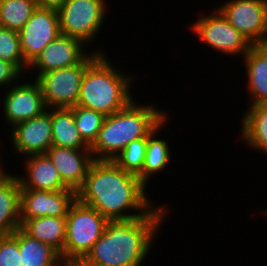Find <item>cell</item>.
Returning a JSON list of instances; mask_svg holds the SVG:
<instances>
[{
	"label": "cell",
	"instance_id": "1",
	"mask_svg": "<svg viewBox=\"0 0 267 266\" xmlns=\"http://www.w3.org/2000/svg\"><path fill=\"white\" fill-rule=\"evenodd\" d=\"M145 190L138 176L124 171L114 161L94 160L76 196L108 220H129L143 217L153 209ZM129 209L140 212L127 214Z\"/></svg>",
	"mask_w": 267,
	"mask_h": 266
},
{
	"label": "cell",
	"instance_id": "2",
	"mask_svg": "<svg viewBox=\"0 0 267 266\" xmlns=\"http://www.w3.org/2000/svg\"><path fill=\"white\" fill-rule=\"evenodd\" d=\"M155 208L138 219L109 220L84 259L92 266H141L168 212Z\"/></svg>",
	"mask_w": 267,
	"mask_h": 266
},
{
	"label": "cell",
	"instance_id": "3",
	"mask_svg": "<svg viewBox=\"0 0 267 266\" xmlns=\"http://www.w3.org/2000/svg\"><path fill=\"white\" fill-rule=\"evenodd\" d=\"M133 99L126 107L106 116L90 150L94 160H112L131 141L147 137L168 117L153 105H137Z\"/></svg>",
	"mask_w": 267,
	"mask_h": 266
},
{
	"label": "cell",
	"instance_id": "4",
	"mask_svg": "<svg viewBox=\"0 0 267 266\" xmlns=\"http://www.w3.org/2000/svg\"><path fill=\"white\" fill-rule=\"evenodd\" d=\"M132 78L119 73L102 53L85 70L76 106L110 116L133 100Z\"/></svg>",
	"mask_w": 267,
	"mask_h": 266
},
{
	"label": "cell",
	"instance_id": "5",
	"mask_svg": "<svg viewBox=\"0 0 267 266\" xmlns=\"http://www.w3.org/2000/svg\"><path fill=\"white\" fill-rule=\"evenodd\" d=\"M109 220L78 199L66 215V237L62 251L65 258H84L103 234Z\"/></svg>",
	"mask_w": 267,
	"mask_h": 266
},
{
	"label": "cell",
	"instance_id": "6",
	"mask_svg": "<svg viewBox=\"0 0 267 266\" xmlns=\"http://www.w3.org/2000/svg\"><path fill=\"white\" fill-rule=\"evenodd\" d=\"M103 52L90 53L80 64L51 70L36 77L47 109L71 108L78 102L86 68Z\"/></svg>",
	"mask_w": 267,
	"mask_h": 266
},
{
	"label": "cell",
	"instance_id": "7",
	"mask_svg": "<svg viewBox=\"0 0 267 266\" xmlns=\"http://www.w3.org/2000/svg\"><path fill=\"white\" fill-rule=\"evenodd\" d=\"M106 0H66L57 10L60 33L81 40L95 39L106 15Z\"/></svg>",
	"mask_w": 267,
	"mask_h": 266
},
{
	"label": "cell",
	"instance_id": "8",
	"mask_svg": "<svg viewBox=\"0 0 267 266\" xmlns=\"http://www.w3.org/2000/svg\"><path fill=\"white\" fill-rule=\"evenodd\" d=\"M217 9L252 45L267 44V0H228Z\"/></svg>",
	"mask_w": 267,
	"mask_h": 266
},
{
	"label": "cell",
	"instance_id": "9",
	"mask_svg": "<svg viewBox=\"0 0 267 266\" xmlns=\"http://www.w3.org/2000/svg\"><path fill=\"white\" fill-rule=\"evenodd\" d=\"M213 14L199 17L198 21L192 24L193 32L199 37L198 39L201 38L211 48L227 55L242 53L244 56L253 45L218 9Z\"/></svg>",
	"mask_w": 267,
	"mask_h": 266
},
{
	"label": "cell",
	"instance_id": "10",
	"mask_svg": "<svg viewBox=\"0 0 267 266\" xmlns=\"http://www.w3.org/2000/svg\"><path fill=\"white\" fill-rule=\"evenodd\" d=\"M60 34L58 11L52 8L37 7L19 31L20 45L25 61L30 64Z\"/></svg>",
	"mask_w": 267,
	"mask_h": 266
},
{
	"label": "cell",
	"instance_id": "11",
	"mask_svg": "<svg viewBox=\"0 0 267 266\" xmlns=\"http://www.w3.org/2000/svg\"><path fill=\"white\" fill-rule=\"evenodd\" d=\"M76 199V192L70 188L60 191L21 189L20 220L66 216Z\"/></svg>",
	"mask_w": 267,
	"mask_h": 266
},
{
	"label": "cell",
	"instance_id": "12",
	"mask_svg": "<svg viewBox=\"0 0 267 266\" xmlns=\"http://www.w3.org/2000/svg\"><path fill=\"white\" fill-rule=\"evenodd\" d=\"M11 133L13 147L19 154H45L52 146L51 109L40 116L15 124Z\"/></svg>",
	"mask_w": 267,
	"mask_h": 266
},
{
	"label": "cell",
	"instance_id": "13",
	"mask_svg": "<svg viewBox=\"0 0 267 266\" xmlns=\"http://www.w3.org/2000/svg\"><path fill=\"white\" fill-rule=\"evenodd\" d=\"M4 98V115L6 121L14 126L15 124L40 116L47 110L40 84L35 82L17 85L13 83Z\"/></svg>",
	"mask_w": 267,
	"mask_h": 266
},
{
	"label": "cell",
	"instance_id": "14",
	"mask_svg": "<svg viewBox=\"0 0 267 266\" xmlns=\"http://www.w3.org/2000/svg\"><path fill=\"white\" fill-rule=\"evenodd\" d=\"M84 43L76 38L60 34L51 41L29 64L38 70V76L51 70L80 64L88 55L82 49Z\"/></svg>",
	"mask_w": 267,
	"mask_h": 266
},
{
	"label": "cell",
	"instance_id": "15",
	"mask_svg": "<svg viewBox=\"0 0 267 266\" xmlns=\"http://www.w3.org/2000/svg\"><path fill=\"white\" fill-rule=\"evenodd\" d=\"M45 154L57 168L63 183L77 192L83 186L87 171L94 161L91 150L52 145Z\"/></svg>",
	"mask_w": 267,
	"mask_h": 266
},
{
	"label": "cell",
	"instance_id": "16",
	"mask_svg": "<svg viewBox=\"0 0 267 266\" xmlns=\"http://www.w3.org/2000/svg\"><path fill=\"white\" fill-rule=\"evenodd\" d=\"M27 179L16 176L21 189L60 191L69 189L62 181L57 168L46 154L28 155L25 159Z\"/></svg>",
	"mask_w": 267,
	"mask_h": 266
},
{
	"label": "cell",
	"instance_id": "17",
	"mask_svg": "<svg viewBox=\"0 0 267 266\" xmlns=\"http://www.w3.org/2000/svg\"><path fill=\"white\" fill-rule=\"evenodd\" d=\"M20 183L15 175L0 176V237L20 228Z\"/></svg>",
	"mask_w": 267,
	"mask_h": 266
},
{
	"label": "cell",
	"instance_id": "18",
	"mask_svg": "<svg viewBox=\"0 0 267 266\" xmlns=\"http://www.w3.org/2000/svg\"><path fill=\"white\" fill-rule=\"evenodd\" d=\"M243 57L252 96L251 106L267 104V44L253 45Z\"/></svg>",
	"mask_w": 267,
	"mask_h": 266
},
{
	"label": "cell",
	"instance_id": "19",
	"mask_svg": "<svg viewBox=\"0 0 267 266\" xmlns=\"http://www.w3.org/2000/svg\"><path fill=\"white\" fill-rule=\"evenodd\" d=\"M20 228L29 236L54 248L62 257L66 237V216H44L20 220Z\"/></svg>",
	"mask_w": 267,
	"mask_h": 266
},
{
	"label": "cell",
	"instance_id": "20",
	"mask_svg": "<svg viewBox=\"0 0 267 266\" xmlns=\"http://www.w3.org/2000/svg\"><path fill=\"white\" fill-rule=\"evenodd\" d=\"M10 235L18 242L22 266H58L61 256L51 246L29 236L21 228Z\"/></svg>",
	"mask_w": 267,
	"mask_h": 266
},
{
	"label": "cell",
	"instance_id": "21",
	"mask_svg": "<svg viewBox=\"0 0 267 266\" xmlns=\"http://www.w3.org/2000/svg\"><path fill=\"white\" fill-rule=\"evenodd\" d=\"M52 145L74 149H90L75 125L71 108H52Z\"/></svg>",
	"mask_w": 267,
	"mask_h": 266
},
{
	"label": "cell",
	"instance_id": "22",
	"mask_svg": "<svg viewBox=\"0 0 267 266\" xmlns=\"http://www.w3.org/2000/svg\"><path fill=\"white\" fill-rule=\"evenodd\" d=\"M243 115L241 137L249 147L267 153V104L250 106Z\"/></svg>",
	"mask_w": 267,
	"mask_h": 266
},
{
	"label": "cell",
	"instance_id": "23",
	"mask_svg": "<svg viewBox=\"0 0 267 266\" xmlns=\"http://www.w3.org/2000/svg\"><path fill=\"white\" fill-rule=\"evenodd\" d=\"M166 119L147 136V148L142 171L137 175L140 181L147 185L150 176L163 171L170 161V150L167 141L156 139V132L162 128Z\"/></svg>",
	"mask_w": 267,
	"mask_h": 266
},
{
	"label": "cell",
	"instance_id": "24",
	"mask_svg": "<svg viewBox=\"0 0 267 266\" xmlns=\"http://www.w3.org/2000/svg\"><path fill=\"white\" fill-rule=\"evenodd\" d=\"M37 7L36 0H0V27L19 32Z\"/></svg>",
	"mask_w": 267,
	"mask_h": 266
},
{
	"label": "cell",
	"instance_id": "25",
	"mask_svg": "<svg viewBox=\"0 0 267 266\" xmlns=\"http://www.w3.org/2000/svg\"><path fill=\"white\" fill-rule=\"evenodd\" d=\"M71 109L82 139L91 146L96 140L106 116L82 106L71 107Z\"/></svg>",
	"mask_w": 267,
	"mask_h": 266
},
{
	"label": "cell",
	"instance_id": "26",
	"mask_svg": "<svg viewBox=\"0 0 267 266\" xmlns=\"http://www.w3.org/2000/svg\"><path fill=\"white\" fill-rule=\"evenodd\" d=\"M147 148V137L131 141L113 159L124 171L138 175L143 168Z\"/></svg>",
	"mask_w": 267,
	"mask_h": 266
},
{
	"label": "cell",
	"instance_id": "27",
	"mask_svg": "<svg viewBox=\"0 0 267 266\" xmlns=\"http://www.w3.org/2000/svg\"><path fill=\"white\" fill-rule=\"evenodd\" d=\"M0 59L14 64L21 72L29 66L24 59L18 31L0 27Z\"/></svg>",
	"mask_w": 267,
	"mask_h": 266
},
{
	"label": "cell",
	"instance_id": "28",
	"mask_svg": "<svg viewBox=\"0 0 267 266\" xmlns=\"http://www.w3.org/2000/svg\"><path fill=\"white\" fill-rule=\"evenodd\" d=\"M18 242L11 236L0 237V266H22Z\"/></svg>",
	"mask_w": 267,
	"mask_h": 266
},
{
	"label": "cell",
	"instance_id": "29",
	"mask_svg": "<svg viewBox=\"0 0 267 266\" xmlns=\"http://www.w3.org/2000/svg\"><path fill=\"white\" fill-rule=\"evenodd\" d=\"M22 72L12 63L0 59V86H10ZM11 83V84H10ZM9 84V85H8Z\"/></svg>",
	"mask_w": 267,
	"mask_h": 266
},
{
	"label": "cell",
	"instance_id": "30",
	"mask_svg": "<svg viewBox=\"0 0 267 266\" xmlns=\"http://www.w3.org/2000/svg\"><path fill=\"white\" fill-rule=\"evenodd\" d=\"M58 266H92L84 258H65L60 257Z\"/></svg>",
	"mask_w": 267,
	"mask_h": 266
},
{
	"label": "cell",
	"instance_id": "31",
	"mask_svg": "<svg viewBox=\"0 0 267 266\" xmlns=\"http://www.w3.org/2000/svg\"><path fill=\"white\" fill-rule=\"evenodd\" d=\"M66 0H36L38 7L58 10Z\"/></svg>",
	"mask_w": 267,
	"mask_h": 266
},
{
	"label": "cell",
	"instance_id": "32",
	"mask_svg": "<svg viewBox=\"0 0 267 266\" xmlns=\"http://www.w3.org/2000/svg\"><path fill=\"white\" fill-rule=\"evenodd\" d=\"M1 161V160H0ZM1 164V163H0ZM0 172H5V171H3V169H2V166L0 167Z\"/></svg>",
	"mask_w": 267,
	"mask_h": 266
}]
</instances>
